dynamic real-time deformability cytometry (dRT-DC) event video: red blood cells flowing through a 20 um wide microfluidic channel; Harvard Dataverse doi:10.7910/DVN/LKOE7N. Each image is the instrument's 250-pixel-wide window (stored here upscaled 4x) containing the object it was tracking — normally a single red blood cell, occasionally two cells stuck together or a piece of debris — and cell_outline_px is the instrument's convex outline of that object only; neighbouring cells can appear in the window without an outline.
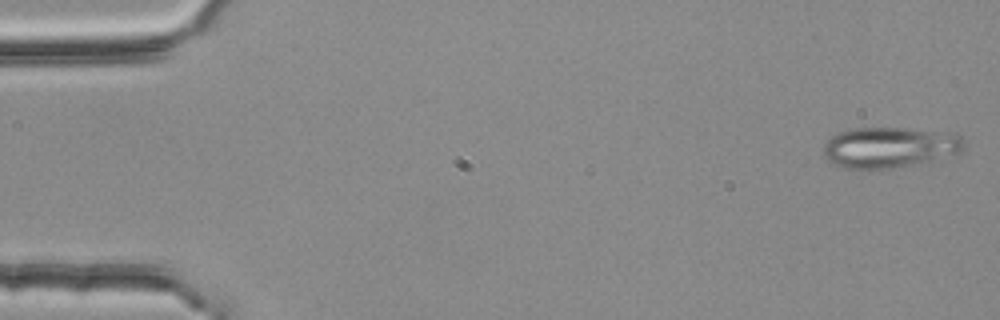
{"species": "common noctule bat (a hibernating species)", "species_latin": "Nyctalus noctula", "temperature_condition": "room temperature", "stored_images_in_passage": 4, "camera_frame_rate_fps": 3000, "um_per_image_px": 0.085, "animal": {"sex": "female", "body_mass_g": 25.1}, "frame": {"image": 1, "passage_image": 1, "time_ms": 0.0, "image_size_px": [1000, 320], "cell_outline_px": [[968, 144], [960, 152], [932, 160], [888, 168], [860, 172], [844, 168], [836, 164], [824, 156], [824, 144], [832, 136], [840, 132], [856, 128], [904, 128], [956, 132]], "centroid_in_image_um": [75.63, 12.53], "position_along_channel_um": 9.4, "area_um2": 33.7}}